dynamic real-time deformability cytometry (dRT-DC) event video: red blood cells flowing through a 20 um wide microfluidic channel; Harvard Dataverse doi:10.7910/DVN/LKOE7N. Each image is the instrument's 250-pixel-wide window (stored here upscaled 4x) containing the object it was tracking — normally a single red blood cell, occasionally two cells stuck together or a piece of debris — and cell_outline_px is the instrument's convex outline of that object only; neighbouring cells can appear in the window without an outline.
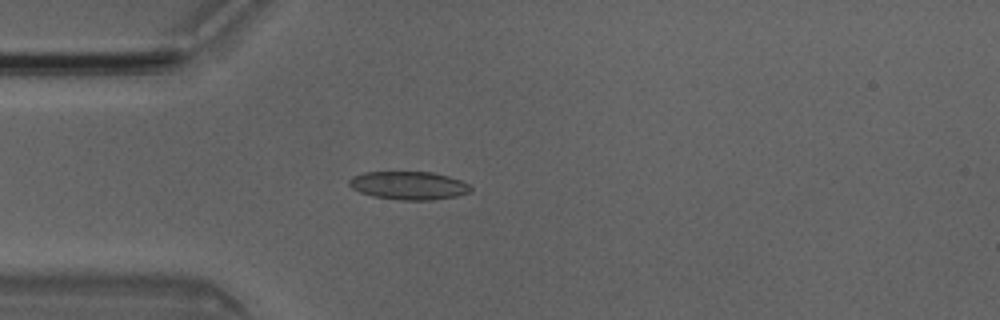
{"species": "Egyptian fruit bat (a non-hibernating species)", "species_latin": "Rousettus aegyptiacus", "temperature_condition": "room temperature", "stored_images_in_passage": 38, "camera_frame_rate_fps": 3000, "um_per_image_px": 0.085, "animal": {"sex": "male"}, "frame": {"image": 1, "passage_image": 2, "time_ms": 0.333, "image_size_px": [1000, 320], "cell_outline_px": [[472, 192], [456, 196], [432, 200], [400, 200], [372, 196], [360, 192], [352, 188], [348, 184], [348, 180], [352, 176], [364, 172], [432, 172], [448, 176], [460, 180], [468, 184], [472, 188]], "centroid_in_image_um": [34.73, 15.77], "position_along_channel_um": 50.3, "area_um2": 20.06}}
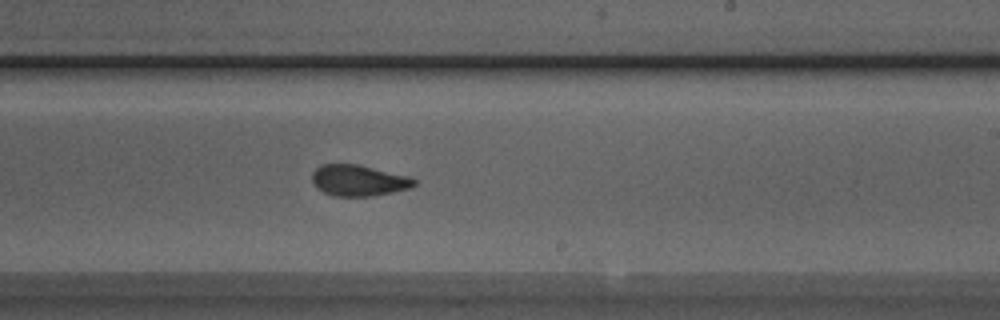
{"frame": {"image": 2, "passage_image": 18, "time_ms": 5.667, "image_size_px": [1000, 320], "cell_outline_px": [[416, 184], [412, 188], [376, 196], [332, 196], [316, 188], [312, 184], [312, 172], [320, 164], [356, 164], [408, 176], [416, 180]], "centroid_in_image_um": [30.46, 15.35], "position_along_channel_um": 258.5, "area_um2": 18.67}}
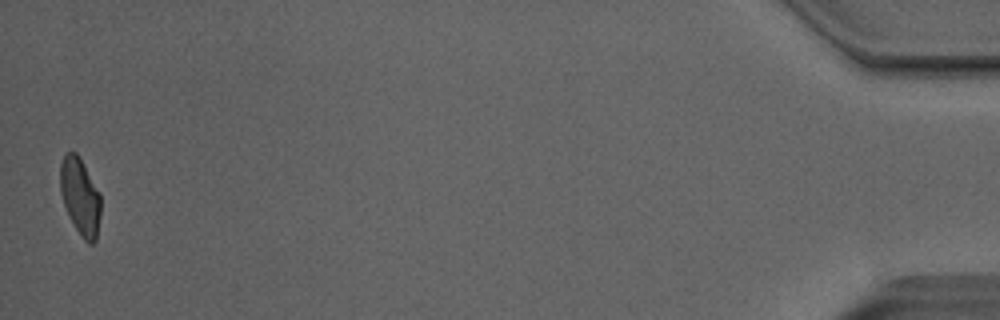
{"frame": {"image": 3, "passage_image": 38, "time_ms": 12.333, "image_size_px": [1000, 320], "cell_outline_px": [[100, 216], [96, 240], [92, 244], [88, 244], [84, 240], [76, 228], [64, 204], [60, 192], [60, 164], [64, 152], [76, 152], [80, 156], [100, 192]], "centroid_in_image_um": [6.82, 16.65], "position_along_channel_um": 428.4, "area_um2": 18.26}, "authors_computed_cell_mechanics": {"area_um2": 18.9006, "velocity_mm_per_s": 4.0626, "shape_relaxation_time_tau1_ms": 5.2327, "shape_relaxation_time_tau2_ms": 1.1462, "deformation_change_tau1": 0.1362, "deformation_change_tau2": 0.0663}}